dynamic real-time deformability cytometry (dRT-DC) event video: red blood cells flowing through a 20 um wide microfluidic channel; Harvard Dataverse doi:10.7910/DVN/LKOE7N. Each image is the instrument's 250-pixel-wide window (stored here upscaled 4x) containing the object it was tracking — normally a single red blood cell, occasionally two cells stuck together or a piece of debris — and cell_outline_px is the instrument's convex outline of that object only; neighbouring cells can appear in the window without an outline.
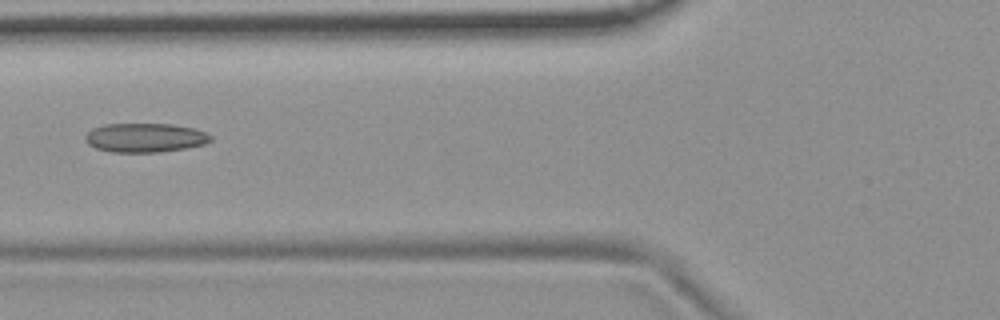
{"species": "common noctule bat (a hibernating species)", "species_latin": "Nyctalus noctula", "temperature_condition": "room temperature", "stored_images_in_passage": 2, "camera_frame_rate_fps": 3000, "um_per_image_px": 0.085, "animal": {"sex": "female", "body_mass_g": 19.9}, "frame": {"image": 1, "passage_image": 2, "time_ms": 0.333, "image_size_px": [1000, 320], "cell_outline_px": [[212, 140], [204, 144], [184, 148], [160, 152], [112, 152], [96, 148], [88, 144], [84, 140], [84, 136], [92, 128], [104, 124], [172, 124], [192, 128], [204, 132], [212, 136]], "centroid_in_image_um": [12.29, 11.7], "position_along_channel_um": 113.5, "area_um2": 21.21}}